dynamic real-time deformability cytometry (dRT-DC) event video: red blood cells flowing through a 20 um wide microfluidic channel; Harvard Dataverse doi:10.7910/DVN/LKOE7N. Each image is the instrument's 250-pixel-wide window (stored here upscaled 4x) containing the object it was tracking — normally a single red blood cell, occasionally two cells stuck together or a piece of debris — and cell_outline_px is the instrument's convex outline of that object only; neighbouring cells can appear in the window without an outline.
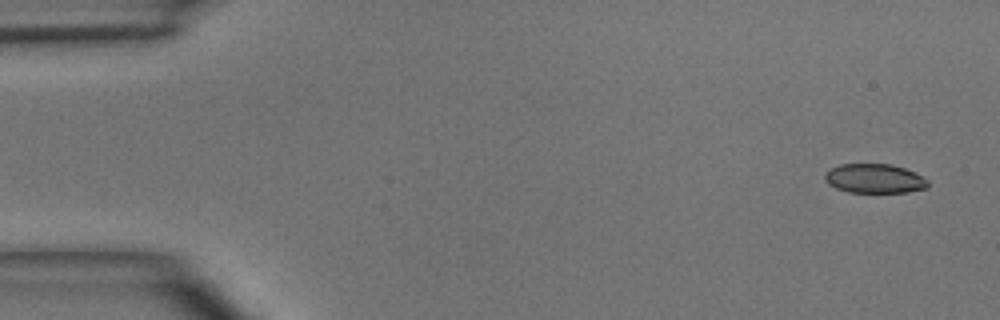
{"species": "common noctule bat (a hibernating species)", "species_latin": "Nyctalus noctula", "temperature_condition": "room temperature", "stored_images_in_passage": 5, "camera_frame_rate_fps": 3000, "um_per_image_px": 0.085, "animal": {"sex": "male", "body_mass_g": 15.6}, "frame": {"image": 1, "passage_image": 1, "time_ms": 0.0, "image_size_px": [1000, 320], "cell_outline_px": [[928, 188], [908, 192], [848, 192], [836, 188], [828, 184], [824, 180], [824, 172], [840, 164], [892, 164], [904, 168], [928, 180]], "centroid_in_image_um": [74.3, 15.18], "position_along_channel_um": 10.7, "area_um2": 17.57}}
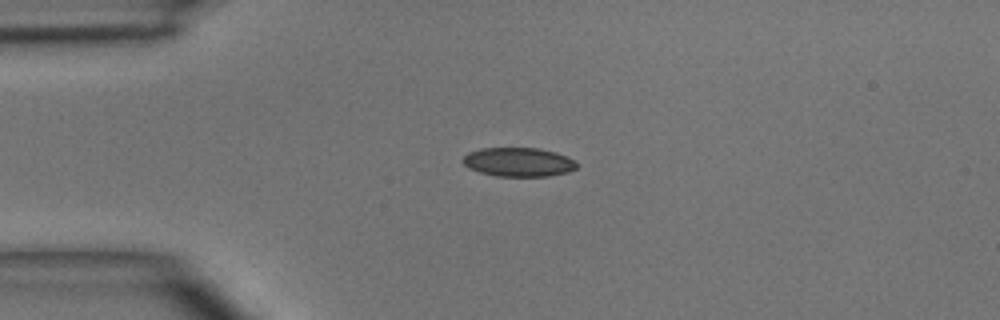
{"frame": {"image": 2, "passage_image": 3, "time_ms": 3.0, "image_size_px": [1000, 320], "cell_outline_px": [[576, 168], [568, 172], [548, 176], [496, 176], [480, 172], [468, 168], [464, 164], [464, 156], [468, 152], [480, 148], [540, 148], [556, 152], [568, 156], [576, 160]], "centroid_in_image_um": [44.09, 13.77], "position_along_channel_um": 40.9, "area_um2": 19.31}}
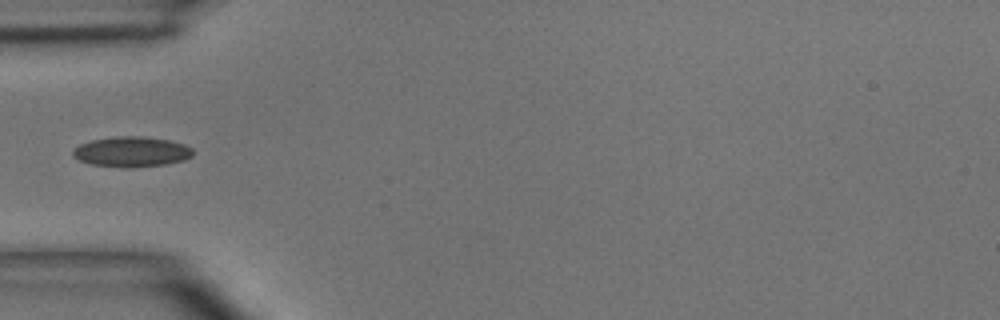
{"frame": {"image": 3, "passage_image": 4, "time_ms": 4.333, "image_size_px": [1000, 320], "cell_outline_px": [[192, 156], [184, 160], [168, 164], [128, 168], [124, 168], [92, 164], [80, 160], [72, 156], [72, 148], [80, 144], [92, 140], [116, 136], [144, 136], [168, 140], [184, 144], [192, 148]], "centroid_in_image_um": [11.17, 12.9], "position_along_channel_um": 73.8, "area_um2": 21.27}}